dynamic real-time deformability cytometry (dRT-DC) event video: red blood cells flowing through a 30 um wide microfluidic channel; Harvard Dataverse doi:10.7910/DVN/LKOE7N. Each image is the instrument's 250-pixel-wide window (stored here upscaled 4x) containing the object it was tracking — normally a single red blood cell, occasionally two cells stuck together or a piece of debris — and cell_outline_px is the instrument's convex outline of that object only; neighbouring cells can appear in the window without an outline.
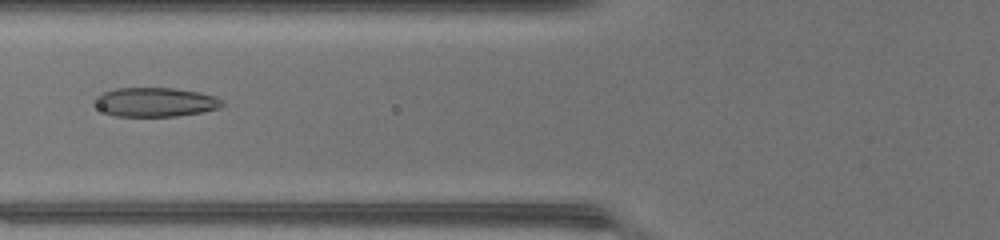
{"species": "common noctule bat (a hibernating species)", "species_latin": "Nyctalus noctula", "temperature_condition": "warm", "stored_images_in_passage": 43, "camera_frame_rate_fps": 3000, "um_per_image_px": 0.085, "animal": {"sex": "female", "body_mass_g": 17.0, "forearm_length_mm": 48.0}, "frame": {"image": 1, "passage_image": 15, "time_ms": 4.667, "image_size_px": [1000, 240], "cell_outline_px": [[224, 104], [220, 108], [204, 112], [180, 116], [116, 116], [104, 112], [92, 100], [96, 96], [104, 92], [116, 88], [176, 88], [200, 92], [216, 96]], "centroid_in_image_um": [13.23, 8.68], "position_along_channel_um": 112.6, "area_um2": 21.79}}
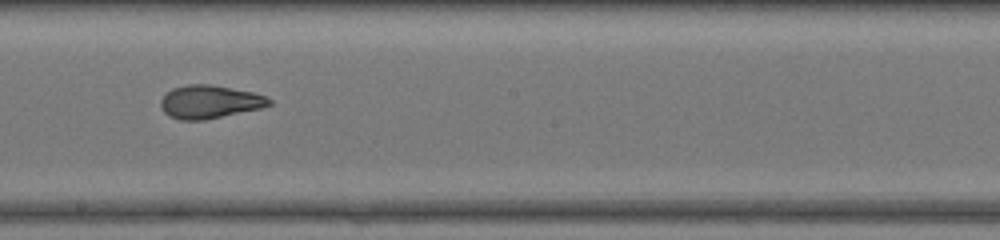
{"frame": {"image": 2, "passage_image": 23, "time_ms": 7.333, "image_size_px": [1000, 240], "cell_outline_px": [[272, 104], [260, 108], [204, 120], [180, 120], [168, 116], [164, 112], [160, 104], [160, 100], [172, 88], [188, 84], [208, 84], [252, 92], [264, 96], [272, 100]], "centroid_in_image_um": [17.79, 8.66], "position_along_channel_um": 230.4, "area_um2": 20.75}}
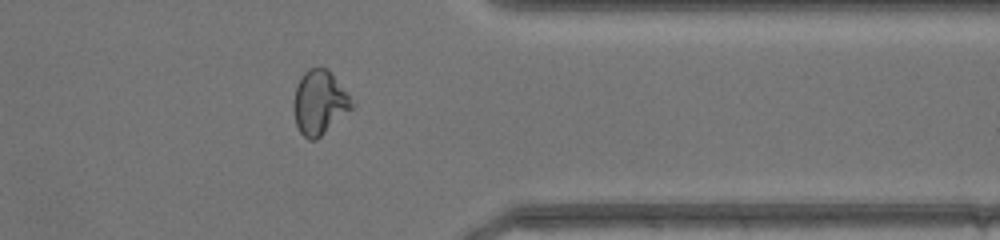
{"frame": {"image": 3, "passage_image": 34, "time_ms": 11.0, "image_size_px": [1000, 240], "cell_outline_px": [[356, 104], [352, 108], [316, 140], [308, 140], [300, 132], [296, 124], [292, 108], [292, 104], [296, 84], [300, 76], [308, 68], [328, 68]], "centroid_in_image_um": [27.13, 8.7], "position_along_channel_um": 384.3, "area_um2": 21.91}, "authors_computed_cell_mechanics": {"area_um2": 22.0796, "velocity_mm_per_s": 4.4143, "shape_relaxation_time_tau1_ms": null, "shape_relaxation_time_tau2_ms": 1.306, "deformation_change_tau1": null, "deformation_change_tau2": 0.0832}}